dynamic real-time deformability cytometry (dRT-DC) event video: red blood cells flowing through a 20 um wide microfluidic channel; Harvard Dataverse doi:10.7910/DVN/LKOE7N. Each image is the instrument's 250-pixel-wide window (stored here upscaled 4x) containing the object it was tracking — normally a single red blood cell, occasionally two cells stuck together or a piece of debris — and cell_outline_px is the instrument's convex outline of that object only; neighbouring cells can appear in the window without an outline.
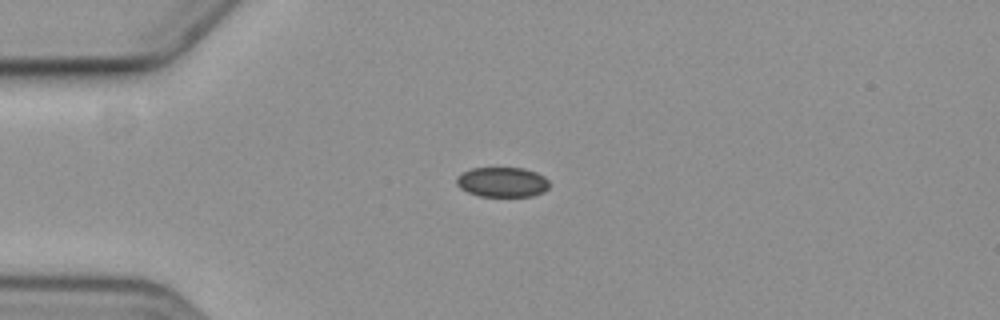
{"species": "common noctule bat (a hibernating species)", "species_latin": "Nyctalus noctula", "temperature_condition": "cold", "stored_images_in_passage": 4, "camera_frame_rate_fps": 3000, "um_per_image_px": 0.085, "animal": {"sex": "female", "body_mass_g": 19.3, "forearm_length_mm": 54.1}, "frame": {"image": 1, "passage_image": 3, "time_ms": 2.333, "image_size_px": [1000, 320], "cell_outline_px": [[548, 188], [544, 192], [532, 196], [480, 196], [468, 192], [460, 188], [456, 184], [456, 176], [472, 168], [524, 168], [536, 172], [544, 176], [548, 180]], "centroid_in_image_um": [42.69, 15.48], "position_along_channel_um": 42.3, "area_um2": 16.18}}